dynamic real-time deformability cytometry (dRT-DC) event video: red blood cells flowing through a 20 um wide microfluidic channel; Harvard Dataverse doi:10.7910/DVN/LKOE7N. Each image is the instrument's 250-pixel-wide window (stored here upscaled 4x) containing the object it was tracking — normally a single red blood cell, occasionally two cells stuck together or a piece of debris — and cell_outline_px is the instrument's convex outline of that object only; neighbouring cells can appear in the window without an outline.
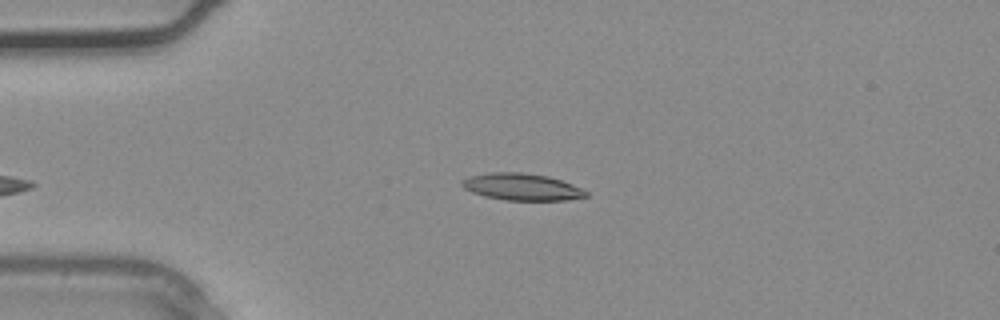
{"species": "common noctule bat (a hibernating species)", "species_latin": "Nyctalus noctula", "temperature_condition": "warm", "stored_images_in_passage": 2, "camera_frame_rate_fps": 3000, "um_per_image_px": 0.085, "animal": {"sex": "male", "body_mass_g": 20.4}, "frame": {"image": 1, "passage_image": 2, "time_ms": 0.333, "image_size_px": [1000, 320], "cell_outline_px": [[588, 196], [568, 200], [504, 200], [484, 196], [472, 192], [464, 188], [460, 184], [460, 180], [468, 176], [488, 172], [520, 172], [548, 176], [572, 184], [588, 192]], "centroid_in_image_um": [44.31, 15.88], "position_along_channel_um": 40.7, "area_um2": 19.54}}